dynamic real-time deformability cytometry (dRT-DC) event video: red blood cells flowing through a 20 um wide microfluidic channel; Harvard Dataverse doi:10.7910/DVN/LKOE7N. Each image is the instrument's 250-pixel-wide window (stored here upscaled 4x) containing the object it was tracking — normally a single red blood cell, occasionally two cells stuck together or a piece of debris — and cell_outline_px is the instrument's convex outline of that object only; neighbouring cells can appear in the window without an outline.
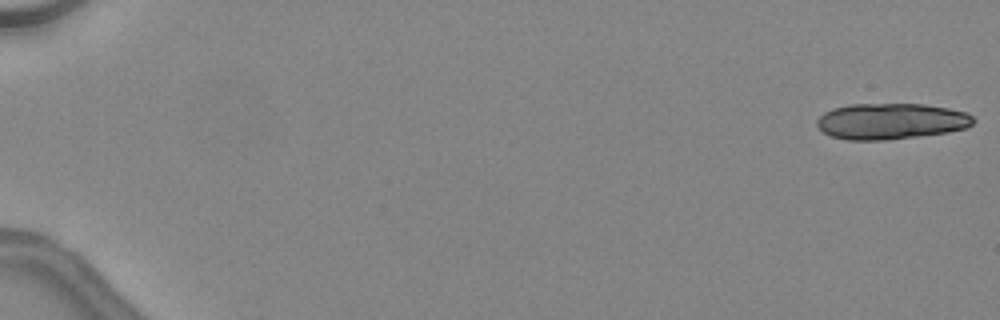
{"species": "common noctule bat (a hibernating species)", "species_latin": "Nyctalus noctula", "temperature_condition": "warm", "stored_images_in_passage": 3, "camera_frame_rate_fps": 3000, "um_per_image_px": 0.085, "animal": {"sex": "female", "body_mass_g": 24.6, "forearm_length_mm": 56.2}, "frame": {"image": 1, "passage_image": 1, "time_ms": 0.0, "image_size_px": [1000, 320], "cell_outline_px": [[976, 120], [968, 128], [948, 132], [884, 140], [848, 140], [832, 136], [824, 132], [816, 124], [816, 120], [824, 112], [832, 108], [848, 104], [924, 104], [948, 108], [968, 112]], "centroid_in_image_um": [75.75, 10.29], "position_along_channel_um": 9.3, "area_um2": 32.95}}